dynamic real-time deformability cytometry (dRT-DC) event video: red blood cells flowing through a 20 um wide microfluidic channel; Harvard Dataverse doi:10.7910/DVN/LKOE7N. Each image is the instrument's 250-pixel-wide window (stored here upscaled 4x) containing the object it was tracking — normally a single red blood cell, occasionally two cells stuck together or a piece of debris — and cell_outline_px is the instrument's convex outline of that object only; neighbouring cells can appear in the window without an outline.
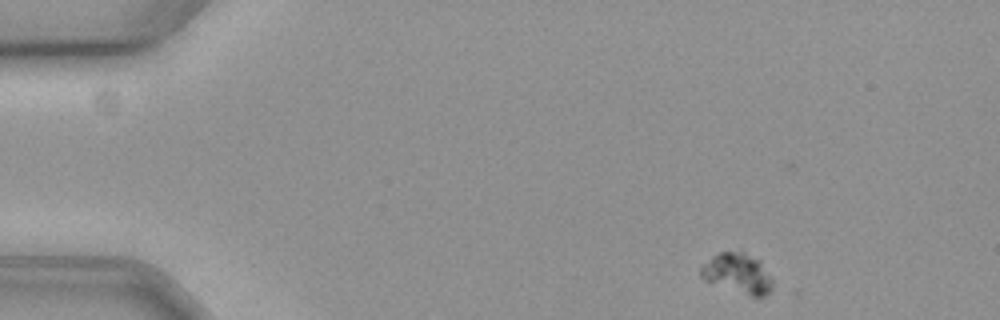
{"species": "common noctule bat (a hibernating species)", "species_latin": "Nyctalus noctula", "temperature_condition": "cold", "stored_images_in_passage": 54, "camera_frame_rate_fps": 3000, "um_per_image_px": 0.085, "animal": {"sex": "female", "body_mass_g": 19.3, "forearm_length_mm": 54.1}, "frame": {"image": 1, "passage_image": 2, "time_ms": 0.333, "image_size_px": [1000, 320], "cell_outline_px": [[772, 288], [764, 296], [752, 296], [704, 280], [700, 276], [700, 268], [712, 256], [720, 252], [740, 248], [760, 260], [772, 280]], "centroid_in_image_um": [62.7, 23.17], "position_along_channel_um": 22.3, "area_um2": 16.82}}
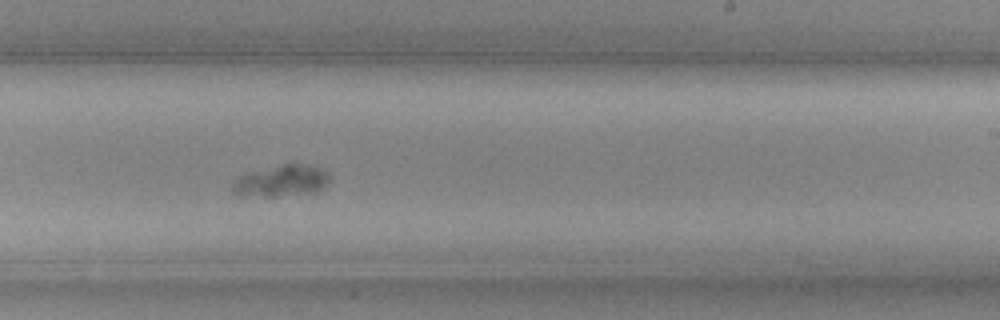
{"frame": {"image": 2, "passage_image": 31, "time_ms": 10.0, "image_size_px": [1000, 320], "cell_outline_px": [[328, 184], [324, 188], [316, 192], [276, 196], [240, 196], [232, 192], [232, 184], [240, 176], [248, 172], [284, 164], [304, 164], [324, 168], [328, 172]], "centroid_in_image_um": [23.94, 15.38], "position_along_channel_um": 265.1, "area_um2": 17.86}}
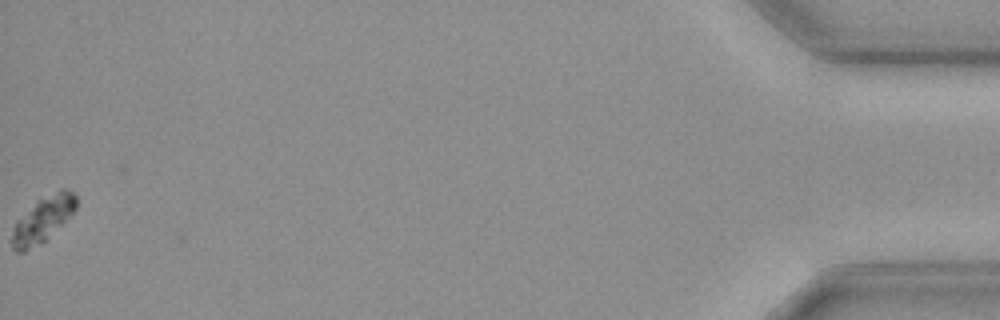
{"frame": {"image": 3, "passage_image": 54, "time_ms": 17.667, "image_size_px": [1000, 320], "cell_outline_px": [[76, 208], [40, 244], [24, 252], [16, 252], [12, 248], [12, 228], [16, 220], [36, 200], [60, 188], [64, 188], [72, 192], [76, 196]], "centroid_in_image_um": [3.58, 18.63], "position_along_channel_um": 431.6, "area_um2": 16.76}}